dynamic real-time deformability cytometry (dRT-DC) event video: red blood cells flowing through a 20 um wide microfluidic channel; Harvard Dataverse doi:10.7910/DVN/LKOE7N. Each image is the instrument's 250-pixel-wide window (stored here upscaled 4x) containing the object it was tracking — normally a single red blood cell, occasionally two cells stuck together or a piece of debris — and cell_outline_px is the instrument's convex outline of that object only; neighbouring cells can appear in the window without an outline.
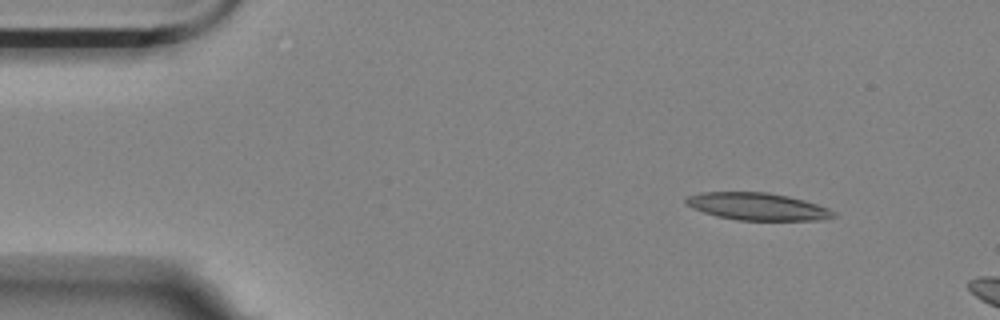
{"species": "Egyptian fruit bat (a non-hibernating species)", "species_latin": "Rousettus aegyptiacus", "temperature_condition": "room temperature", "stored_images_in_passage": 7, "camera_frame_rate_fps": 3000, "um_per_image_px": 0.085, "animal": {"sex": "female"}, "frame": {"image": 1, "passage_image": 1, "time_ms": 0.0, "image_size_px": [1000, 320], "cell_outline_px": [[836, 216], [820, 220], [736, 220], [716, 216], [692, 208], [684, 200], [688, 196], [700, 192], [768, 192], [788, 196], [804, 200], [828, 208], [836, 212]], "centroid_in_image_um": [64.38, 17.55], "position_along_channel_um": 20.6, "area_um2": 23.47}}